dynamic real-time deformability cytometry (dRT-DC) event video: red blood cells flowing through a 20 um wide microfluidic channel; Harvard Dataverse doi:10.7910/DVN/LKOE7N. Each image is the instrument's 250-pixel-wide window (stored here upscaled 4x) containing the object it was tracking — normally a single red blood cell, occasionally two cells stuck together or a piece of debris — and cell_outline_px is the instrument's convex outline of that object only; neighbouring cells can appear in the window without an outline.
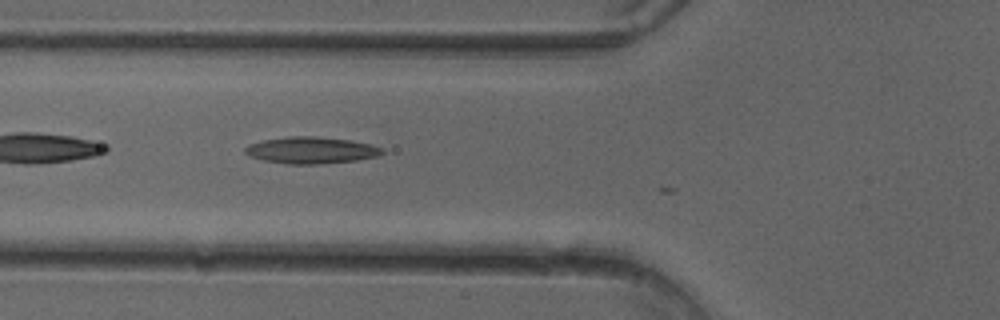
{"species": "common noctule bat (a hibernating species)", "species_latin": "Nyctalus noctula", "temperature_condition": "cold", "stored_images_in_passage": 3, "camera_frame_rate_fps": 3000, "um_per_image_px": 0.085, "animal": {"sex": "female"}, "frame": {"image": 1, "passage_image": 2, "time_ms": 0.333, "image_size_px": [1000, 320], "cell_outline_px": [[384, 152], [380, 156], [356, 160], [316, 164], [288, 164], [264, 160], [248, 156], [244, 152], [244, 148], [248, 144], [264, 140], [292, 136], [316, 136], [348, 140], [368, 144], [384, 148]], "centroid_in_image_um": [26.43, 12.77], "position_along_channel_um": 99.4, "area_um2": 21.21}}